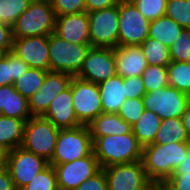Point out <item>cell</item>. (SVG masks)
Instances as JSON below:
<instances>
[{
    "mask_svg": "<svg viewBox=\"0 0 190 190\" xmlns=\"http://www.w3.org/2000/svg\"><path fill=\"white\" fill-rule=\"evenodd\" d=\"M93 153L101 169L142 160L143 146L131 131L125 135L92 137Z\"/></svg>",
    "mask_w": 190,
    "mask_h": 190,
    "instance_id": "obj_1",
    "label": "cell"
},
{
    "mask_svg": "<svg viewBox=\"0 0 190 190\" xmlns=\"http://www.w3.org/2000/svg\"><path fill=\"white\" fill-rule=\"evenodd\" d=\"M190 142L149 144L143 147L142 162L151 181H165L186 158Z\"/></svg>",
    "mask_w": 190,
    "mask_h": 190,
    "instance_id": "obj_2",
    "label": "cell"
},
{
    "mask_svg": "<svg viewBox=\"0 0 190 190\" xmlns=\"http://www.w3.org/2000/svg\"><path fill=\"white\" fill-rule=\"evenodd\" d=\"M56 15L50 0H33L12 27L14 38L54 33Z\"/></svg>",
    "mask_w": 190,
    "mask_h": 190,
    "instance_id": "obj_3",
    "label": "cell"
},
{
    "mask_svg": "<svg viewBox=\"0 0 190 190\" xmlns=\"http://www.w3.org/2000/svg\"><path fill=\"white\" fill-rule=\"evenodd\" d=\"M93 141L87 125L60 129L50 165L65 164L88 156Z\"/></svg>",
    "mask_w": 190,
    "mask_h": 190,
    "instance_id": "obj_4",
    "label": "cell"
},
{
    "mask_svg": "<svg viewBox=\"0 0 190 190\" xmlns=\"http://www.w3.org/2000/svg\"><path fill=\"white\" fill-rule=\"evenodd\" d=\"M50 71L66 72L76 76L81 70L91 44H75L58 37L48 35Z\"/></svg>",
    "mask_w": 190,
    "mask_h": 190,
    "instance_id": "obj_5",
    "label": "cell"
},
{
    "mask_svg": "<svg viewBox=\"0 0 190 190\" xmlns=\"http://www.w3.org/2000/svg\"><path fill=\"white\" fill-rule=\"evenodd\" d=\"M60 129L42 116H32L25 124L21 147L50 162Z\"/></svg>",
    "mask_w": 190,
    "mask_h": 190,
    "instance_id": "obj_6",
    "label": "cell"
},
{
    "mask_svg": "<svg viewBox=\"0 0 190 190\" xmlns=\"http://www.w3.org/2000/svg\"><path fill=\"white\" fill-rule=\"evenodd\" d=\"M144 109L156 113L161 120L182 118L190 104V96L173 86L158 88L143 96Z\"/></svg>",
    "mask_w": 190,
    "mask_h": 190,
    "instance_id": "obj_7",
    "label": "cell"
},
{
    "mask_svg": "<svg viewBox=\"0 0 190 190\" xmlns=\"http://www.w3.org/2000/svg\"><path fill=\"white\" fill-rule=\"evenodd\" d=\"M150 21L130 0L119 2L118 45H141L147 38Z\"/></svg>",
    "mask_w": 190,
    "mask_h": 190,
    "instance_id": "obj_8",
    "label": "cell"
},
{
    "mask_svg": "<svg viewBox=\"0 0 190 190\" xmlns=\"http://www.w3.org/2000/svg\"><path fill=\"white\" fill-rule=\"evenodd\" d=\"M91 47L116 48L119 32V4L88 12Z\"/></svg>",
    "mask_w": 190,
    "mask_h": 190,
    "instance_id": "obj_9",
    "label": "cell"
},
{
    "mask_svg": "<svg viewBox=\"0 0 190 190\" xmlns=\"http://www.w3.org/2000/svg\"><path fill=\"white\" fill-rule=\"evenodd\" d=\"M73 108L78 121L88 125L103 112L98 84L73 76L70 81Z\"/></svg>",
    "mask_w": 190,
    "mask_h": 190,
    "instance_id": "obj_10",
    "label": "cell"
},
{
    "mask_svg": "<svg viewBox=\"0 0 190 190\" xmlns=\"http://www.w3.org/2000/svg\"><path fill=\"white\" fill-rule=\"evenodd\" d=\"M48 165L49 162L44 158L20 146L9 151L6 168L9 170L16 190H21Z\"/></svg>",
    "mask_w": 190,
    "mask_h": 190,
    "instance_id": "obj_11",
    "label": "cell"
},
{
    "mask_svg": "<svg viewBox=\"0 0 190 190\" xmlns=\"http://www.w3.org/2000/svg\"><path fill=\"white\" fill-rule=\"evenodd\" d=\"M108 190H143L151 180L142 160L103 168Z\"/></svg>",
    "mask_w": 190,
    "mask_h": 190,
    "instance_id": "obj_12",
    "label": "cell"
},
{
    "mask_svg": "<svg viewBox=\"0 0 190 190\" xmlns=\"http://www.w3.org/2000/svg\"><path fill=\"white\" fill-rule=\"evenodd\" d=\"M114 48L91 47L76 77L99 84L116 75Z\"/></svg>",
    "mask_w": 190,
    "mask_h": 190,
    "instance_id": "obj_13",
    "label": "cell"
},
{
    "mask_svg": "<svg viewBox=\"0 0 190 190\" xmlns=\"http://www.w3.org/2000/svg\"><path fill=\"white\" fill-rule=\"evenodd\" d=\"M52 166L56 171L58 188L62 190L76 189L101 170L93 151L88 156L73 162Z\"/></svg>",
    "mask_w": 190,
    "mask_h": 190,
    "instance_id": "obj_14",
    "label": "cell"
},
{
    "mask_svg": "<svg viewBox=\"0 0 190 190\" xmlns=\"http://www.w3.org/2000/svg\"><path fill=\"white\" fill-rule=\"evenodd\" d=\"M12 51L30 68L50 71L48 35L14 38Z\"/></svg>",
    "mask_w": 190,
    "mask_h": 190,
    "instance_id": "obj_15",
    "label": "cell"
},
{
    "mask_svg": "<svg viewBox=\"0 0 190 190\" xmlns=\"http://www.w3.org/2000/svg\"><path fill=\"white\" fill-rule=\"evenodd\" d=\"M72 77L66 72L49 71L40 89L28 99L32 116H43L53 99L69 87Z\"/></svg>",
    "mask_w": 190,
    "mask_h": 190,
    "instance_id": "obj_16",
    "label": "cell"
},
{
    "mask_svg": "<svg viewBox=\"0 0 190 190\" xmlns=\"http://www.w3.org/2000/svg\"><path fill=\"white\" fill-rule=\"evenodd\" d=\"M54 34L75 44H91L88 13L56 17Z\"/></svg>",
    "mask_w": 190,
    "mask_h": 190,
    "instance_id": "obj_17",
    "label": "cell"
},
{
    "mask_svg": "<svg viewBox=\"0 0 190 190\" xmlns=\"http://www.w3.org/2000/svg\"><path fill=\"white\" fill-rule=\"evenodd\" d=\"M72 99L71 86L69 85L53 99L42 117L51 121L59 129L75 128L82 125L75 115Z\"/></svg>",
    "mask_w": 190,
    "mask_h": 190,
    "instance_id": "obj_18",
    "label": "cell"
},
{
    "mask_svg": "<svg viewBox=\"0 0 190 190\" xmlns=\"http://www.w3.org/2000/svg\"><path fill=\"white\" fill-rule=\"evenodd\" d=\"M116 74L123 78L141 76L147 68V61L140 45L114 48Z\"/></svg>",
    "mask_w": 190,
    "mask_h": 190,
    "instance_id": "obj_19",
    "label": "cell"
},
{
    "mask_svg": "<svg viewBox=\"0 0 190 190\" xmlns=\"http://www.w3.org/2000/svg\"><path fill=\"white\" fill-rule=\"evenodd\" d=\"M0 115L21 120L32 117L28 99L15 90L14 85L0 87Z\"/></svg>",
    "mask_w": 190,
    "mask_h": 190,
    "instance_id": "obj_20",
    "label": "cell"
},
{
    "mask_svg": "<svg viewBox=\"0 0 190 190\" xmlns=\"http://www.w3.org/2000/svg\"><path fill=\"white\" fill-rule=\"evenodd\" d=\"M100 89L103 112L118 113L121 105L127 99L123 77L115 75L98 84Z\"/></svg>",
    "mask_w": 190,
    "mask_h": 190,
    "instance_id": "obj_21",
    "label": "cell"
},
{
    "mask_svg": "<svg viewBox=\"0 0 190 190\" xmlns=\"http://www.w3.org/2000/svg\"><path fill=\"white\" fill-rule=\"evenodd\" d=\"M87 126L91 137L125 135L132 131V126L123 120L118 113L102 112Z\"/></svg>",
    "mask_w": 190,
    "mask_h": 190,
    "instance_id": "obj_22",
    "label": "cell"
},
{
    "mask_svg": "<svg viewBox=\"0 0 190 190\" xmlns=\"http://www.w3.org/2000/svg\"><path fill=\"white\" fill-rule=\"evenodd\" d=\"M27 121L0 115V144L9 150L20 147L23 142Z\"/></svg>",
    "mask_w": 190,
    "mask_h": 190,
    "instance_id": "obj_23",
    "label": "cell"
},
{
    "mask_svg": "<svg viewBox=\"0 0 190 190\" xmlns=\"http://www.w3.org/2000/svg\"><path fill=\"white\" fill-rule=\"evenodd\" d=\"M161 121L156 113L144 110L141 117L132 126L134 136L143 147L154 143Z\"/></svg>",
    "mask_w": 190,
    "mask_h": 190,
    "instance_id": "obj_24",
    "label": "cell"
},
{
    "mask_svg": "<svg viewBox=\"0 0 190 190\" xmlns=\"http://www.w3.org/2000/svg\"><path fill=\"white\" fill-rule=\"evenodd\" d=\"M177 22L167 16L159 17L156 20L150 21L148 37L159 40L166 46H171L177 37L183 31Z\"/></svg>",
    "mask_w": 190,
    "mask_h": 190,
    "instance_id": "obj_25",
    "label": "cell"
},
{
    "mask_svg": "<svg viewBox=\"0 0 190 190\" xmlns=\"http://www.w3.org/2000/svg\"><path fill=\"white\" fill-rule=\"evenodd\" d=\"M29 66L12 50L0 58V87L14 85V82L28 70Z\"/></svg>",
    "mask_w": 190,
    "mask_h": 190,
    "instance_id": "obj_26",
    "label": "cell"
},
{
    "mask_svg": "<svg viewBox=\"0 0 190 190\" xmlns=\"http://www.w3.org/2000/svg\"><path fill=\"white\" fill-rule=\"evenodd\" d=\"M190 142L181 118H169L161 121L153 144H171Z\"/></svg>",
    "mask_w": 190,
    "mask_h": 190,
    "instance_id": "obj_27",
    "label": "cell"
},
{
    "mask_svg": "<svg viewBox=\"0 0 190 190\" xmlns=\"http://www.w3.org/2000/svg\"><path fill=\"white\" fill-rule=\"evenodd\" d=\"M48 72L49 71L29 67L28 70L14 82L15 90L29 99L40 89Z\"/></svg>",
    "mask_w": 190,
    "mask_h": 190,
    "instance_id": "obj_28",
    "label": "cell"
},
{
    "mask_svg": "<svg viewBox=\"0 0 190 190\" xmlns=\"http://www.w3.org/2000/svg\"><path fill=\"white\" fill-rule=\"evenodd\" d=\"M148 65L168 66L171 63L169 47L148 37L141 45Z\"/></svg>",
    "mask_w": 190,
    "mask_h": 190,
    "instance_id": "obj_29",
    "label": "cell"
},
{
    "mask_svg": "<svg viewBox=\"0 0 190 190\" xmlns=\"http://www.w3.org/2000/svg\"><path fill=\"white\" fill-rule=\"evenodd\" d=\"M167 69L169 86L190 96V62L171 61Z\"/></svg>",
    "mask_w": 190,
    "mask_h": 190,
    "instance_id": "obj_30",
    "label": "cell"
},
{
    "mask_svg": "<svg viewBox=\"0 0 190 190\" xmlns=\"http://www.w3.org/2000/svg\"><path fill=\"white\" fill-rule=\"evenodd\" d=\"M146 93L169 86L167 66L147 65L141 75Z\"/></svg>",
    "mask_w": 190,
    "mask_h": 190,
    "instance_id": "obj_31",
    "label": "cell"
},
{
    "mask_svg": "<svg viewBox=\"0 0 190 190\" xmlns=\"http://www.w3.org/2000/svg\"><path fill=\"white\" fill-rule=\"evenodd\" d=\"M33 0H0V23L13 27Z\"/></svg>",
    "mask_w": 190,
    "mask_h": 190,
    "instance_id": "obj_32",
    "label": "cell"
},
{
    "mask_svg": "<svg viewBox=\"0 0 190 190\" xmlns=\"http://www.w3.org/2000/svg\"><path fill=\"white\" fill-rule=\"evenodd\" d=\"M165 16L172 18L181 27L190 29V1L167 0Z\"/></svg>",
    "mask_w": 190,
    "mask_h": 190,
    "instance_id": "obj_33",
    "label": "cell"
},
{
    "mask_svg": "<svg viewBox=\"0 0 190 190\" xmlns=\"http://www.w3.org/2000/svg\"><path fill=\"white\" fill-rule=\"evenodd\" d=\"M57 188L56 171L54 167L49 164L21 190H56Z\"/></svg>",
    "mask_w": 190,
    "mask_h": 190,
    "instance_id": "obj_34",
    "label": "cell"
},
{
    "mask_svg": "<svg viewBox=\"0 0 190 190\" xmlns=\"http://www.w3.org/2000/svg\"><path fill=\"white\" fill-rule=\"evenodd\" d=\"M171 61L190 62V29L184 28L181 35L169 46Z\"/></svg>",
    "mask_w": 190,
    "mask_h": 190,
    "instance_id": "obj_35",
    "label": "cell"
},
{
    "mask_svg": "<svg viewBox=\"0 0 190 190\" xmlns=\"http://www.w3.org/2000/svg\"><path fill=\"white\" fill-rule=\"evenodd\" d=\"M149 21L165 16L167 0H130Z\"/></svg>",
    "mask_w": 190,
    "mask_h": 190,
    "instance_id": "obj_36",
    "label": "cell"
},
{
    "mask_svg": "<svg viewBox=\"0 0 190 190\" xmlns=\"http://www.w3.org/2000/svg\"><path fill=\"white\" fill-rule=\"evenodd\" d=\"M143 98L126 99L121 105L118 115L133 126L144 112Z\"/></svg>",
    "mask_w": 190,
    "mask_h": 190,
    "instance_id": "obj_37",
    "label": "cell"
},
{
    "mask_svg": "<svg viewBox=\"0 0 190 190\" xmlns=\"http://www.w3.org/2000/svg\"><path fill=\"white\" fill-rule=\"evenodd\" d=\"M56 17L86 12L85 0H50Z\"/></svg>",
    "mask_w": 190,
    "mask_h": 190,
    "instance_id": "obj_38",
    "label": "cell"
},
{
    "mask_svg": "<svg viewBox=\"0 0 190 190\" xmlns=\"http://www.w3.org/2000/svg\"><path fill=\"white\" fill-rule=\"evenodd\" d=\"M127 99L143 98L146 94L145 85L141 76L123 78Z\"/></svg>",
    "mask_w": 190,
    "mask_h": 190,
    "instance_id": "obj_39",
    "label": "cell"
},
{
    "mask_svg": "<svg viewBox=\"0 0 190 190\" xmlns=\"http://www.w3.org/2000/svg\"><path fill=\"white\" fill-rule=\"evenodd\" d=\"M74 190H108L107 179L104 170L101 169L97 174L88 180H85Z\"/></svg>",
    "mask_w": 190,
    "mask_h": 190,
    "instance_id": "obj_40",
    "label": "cell"
},
{
    "mask_svg": "<svg viewBox=\"0 0 190 190\" xmlns=\"http://www.w3.org/2000/svg\"><path fill=\"white\" fill-rule=\"evenodd\" d=\"M13 30L12 27L0 23V48L6 53L13 47Z\"/></svg>",
    "mask_w": 190,
    "mask_h": 190,
    "instance_id": "obj_41",
    "label": "cell"
},
{
    "mask_svg": "<svg viewBox=\"0 0 190 190\" xmlns=\"http://www.w3.org/2000/svg\"><path fill=\"white\" fill-rule=\"evenodd\" d=\"M167 181L175 190H190V174H172Z\"/></svg>",
    "mask_w": 190,
    "mask_h": 190,
    "instance_id": "obj_42",
    "label": "cell"
},
{
    "mask_svg": "<svg viewBox=\"0 0 190 190\" xmlns=\"http://www.w3.org/2000/svg\"><path fill=\"white\" fill-rule=\"evenodd\" d=\"M121 0H85L86 12L102 10L119 4Z\"/></svg>",
    "mask_w": 190,
    "mask_h": 190,
    "instance_id": "obj_43",
    "label": "cell"
},
{
    "mask_svg": "<svg viewBox=\"0 0 190 190\" xmlns=\"http://www.w3.org/2000/svg\"><path fill=\"white\" fill-rule=\"evenodd\" d=\"M0 190H16L13 179L6 166L0 168Z\"/></svg>",
    "mask_w": 190,
    "mask_h": 190,
    "instance_id": "obj_44",
    "label": "cell"
},
{
    "mask_svg": "<svg viewBox=\"0 0 190 190\" xmlns=\"http://www.w3.org/2000/svg\"><path fill=\"white\" fill-rule=\"evenodd\" d=\"M173 174H190V146L184 161L176 168Z\"/></svg>",
    "mask_w": 190,
    "mask_h": 190,
    "instance_id": "obj_45",
    "label": "cell"
},
{
    "mask_svg": "<svg viewBox=\"0 0 190 190\" xmlns=\"http://www.w3.org/2000/svg\"><path fill=\"white\" fill-rule=\"evenodd\" d=\"M9 149L0 144V168L5 167L8 161Z\"/></svg>",
    "mask_w": 190,
    "mask_h": 190,
    "instance_id": "obj_46",
    "label": "cell"
},
{
    "mask_svg": "<svg viewBox=\"0 0 190 190\" xmlns=\"http://www.w3.org/2000/svg\"><path fill=\"white\" fill-rule=\"evenodd\" d=\"M182 122L184 127L186 128L187 134L190 138V104L186 109V112L182 115Z\"/></svg>",
    "mask_w": 190,
    "mask_h": 190,
    "instance_id": "obj_47",
    "label": "cell"
},
{
    "mask_svg": "<svg viewBox=\"0 0 190 190\" xmlns=\"http://www.w3.org/2000/svg\"><path fill=\"white\" fill-rule=\"evenodd\" d=\"M155 190H175L173 186L167 181H155Z\"/></svg>",
    "mask_w": 190,
    "mask_h": 190,
    "instance_id": "obj_48",
    "label": "cell"
},
{
    "mask_svg": "<svg viewBox=\"0 0 190 190\" xmlns=\"http://www.w3.org/2000/svg\"><path fill=\"white\" fill-rule=\"evenodd\" d=\"M143 190H155V181H151Z\"/></svg>",
    "mask_w": 190,
    "mask_h": 190,
    "instance_id": "obj_49",
    "label": "cell"
},
{
    "mask_svg": "<svg viewBox=\"0 0 190 190\" xmlns=\"http://www.w3.org/2000/svg\"><path fill=\"white\" fill-rule=\"evenodd\" d=\"M5 54V52L0 48V58Z\"/></svg>",
    "mask_w": 190,
    "mask_h": 190,
    "instance_id": "obj_50",
    "label": "cell"
}]
</instances>
